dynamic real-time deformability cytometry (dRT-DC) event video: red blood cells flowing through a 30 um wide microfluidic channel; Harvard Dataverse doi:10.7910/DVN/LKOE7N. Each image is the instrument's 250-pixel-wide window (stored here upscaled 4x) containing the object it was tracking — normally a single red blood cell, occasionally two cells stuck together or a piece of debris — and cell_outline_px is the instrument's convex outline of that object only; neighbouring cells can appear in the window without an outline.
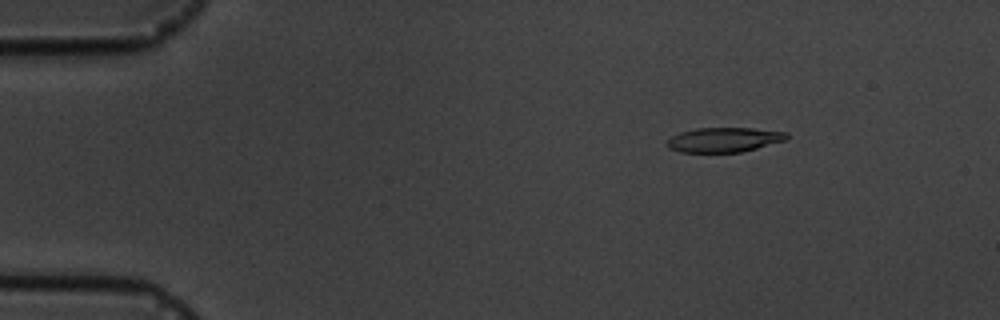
{"species": "common noctule bat (a hibernating species)", "species_latin": "Nyctalus noctula", "temperature_condition": "cold", "stored_images_in_passage": 5, "camera_frame_rate_fps": 3000, "um_per_image_px": 0.085, "animal": {"sex": "male", "body_mass_g": 19.5, "forearm_length_mm": 54.6}, "frame": {"image": 1, "passage_image": 3, "time_ms": 2.333, "image_size_px": [1000, 320], "cell_outline_px": [[788, 136], [784, 140], [756, 148], [740, 152], [680, 152], [668, 148], [668, 140], [672, 136], [680, 132], [696, 128], [752, 128], [788, 132]], "centroid_in_image_um": [61.53, 11.87], "position_along_channel_um": 23.5, "area_um2": 16.99}}